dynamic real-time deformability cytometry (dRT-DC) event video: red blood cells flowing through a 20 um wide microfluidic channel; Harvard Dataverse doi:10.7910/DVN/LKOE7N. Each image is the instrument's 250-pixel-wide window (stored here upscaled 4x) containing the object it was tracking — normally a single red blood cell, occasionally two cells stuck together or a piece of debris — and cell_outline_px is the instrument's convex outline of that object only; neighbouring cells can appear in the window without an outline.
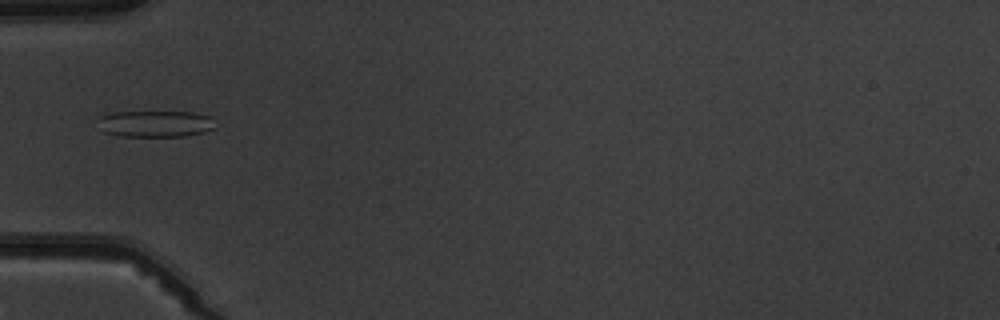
{"species": "common noctule bat (a hibernating species)", "species_latin": "Nyctalus noctula", "temperature_condition": "warm", "stored_images_in_passage": 7, "camera_frame_rate_fps": 3000, "um_per_image_px": 0.085, "animal": {"sex": "male", "body_mass_g": 19.5, "forearm_length_mm": 54.6}, "frame": {"image": 1, "passage_image": 6, "time_ms": 5.667, "image_size_px": [1000, 320], "cell_outline_px": [[216, 128], [204, 132], [184, 136], [120, 136], [104, 132], [100, 116], [116, 112], [192, 112], [212, 116]], "centroid_in_image_um": [13.31, 10.52], "position_along_channel_um": 71.7, "area_um2": 17.92}}